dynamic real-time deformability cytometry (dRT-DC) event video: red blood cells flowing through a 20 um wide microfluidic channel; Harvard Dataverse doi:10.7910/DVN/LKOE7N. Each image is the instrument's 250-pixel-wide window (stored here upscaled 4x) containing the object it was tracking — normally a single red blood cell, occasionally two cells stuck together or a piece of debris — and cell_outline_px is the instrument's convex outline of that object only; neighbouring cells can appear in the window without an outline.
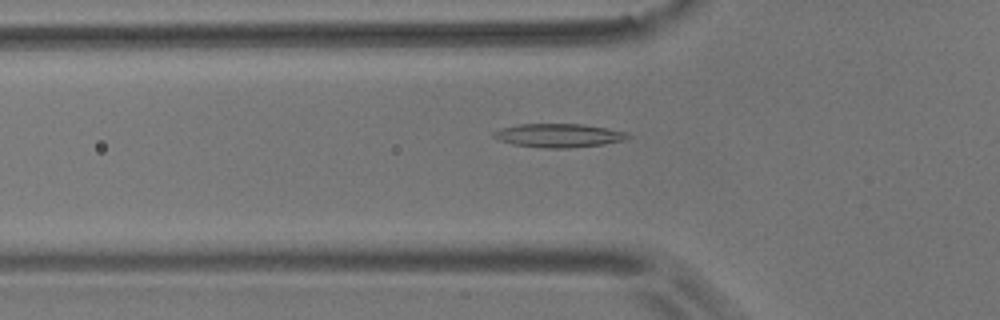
{"species": "common noctule bat (a hibernating species)", "species_latin": "Nyctalus noctula", "temperature_condition": "room temperature", "stored_images_in_passage": 42, "camera_frame_rate_fps": 3000, "um_per_image_px": 0.085, "animal": {"sex": "male", "body_mass_g": 17.9}, "frame": {"image": 1, "passage_image": 8, "time_ms": 2.333, "image_size_px": [1000, 320], "cell_outline_px": [[632, 136], [624, 140], [604, 144], [572, 148], [544, 148], [512, 144], [500, 140], [492, 136], [492, 132], [500, 128], [516, 124], [584, 124], [608, 128], [628, 132]], "centroid_in_image_um": [47.5, 11.51], "position_along_channel_um": 78.3, "area_um2": 18.73}}
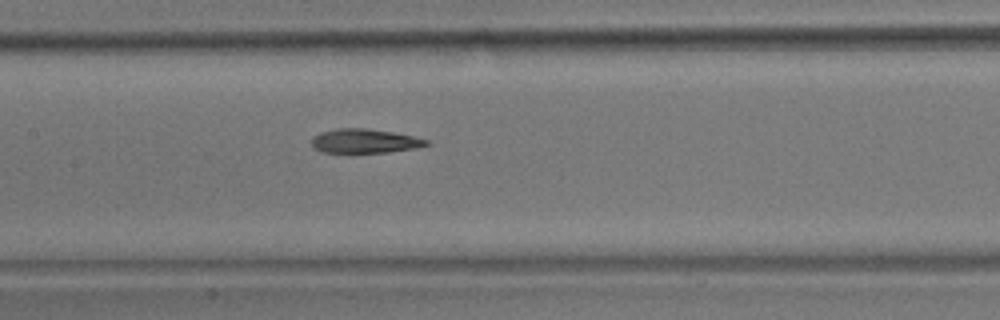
{"frame": {"image": 2, "passage_image": 16, "time_ms": 5.0, "image_size_px": [1000, 320], "cell_outline_px": [[432, 144], [416, 148], [388, 152], [320, 152], [312, 148], [312, 136], [320, 132], [336, 128], [368, 128], [392, 132], [412, 136], [428, 140]], "centroid_in_image_um": [30.97, 11.98], "position_along_channel_um": 176.4, "area_um2": 16.24}}
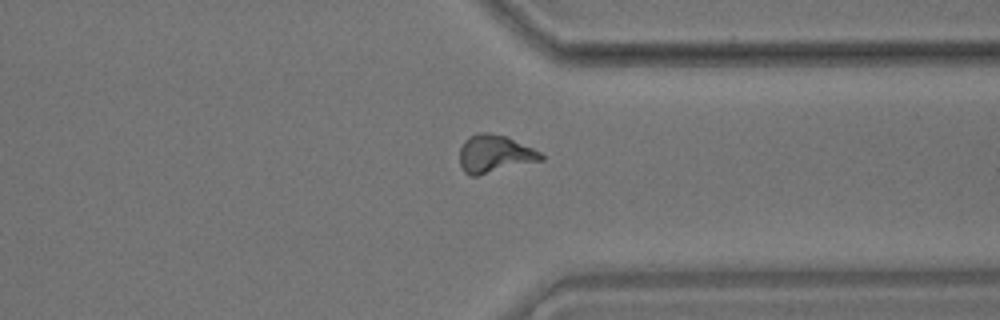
{"frame": {"image": 3, "passage_image": 32, "time_ms": 10.333, "image_size_px": [1000, 320], "cell_outline_px": [[544, 160], [476, 176], [472, 176], [464, 172], [460, 164], [460, 148], [464, 140], [468, 136], [480, 132], [488, 132], [508, 136], [540, 152], [544, 156]], "centroid_in_image_um": [42.04, 13.07], "position_along_channel_um": 369.4, "area_um2": 18.03}, "authors_computed_cell_mechanics": {"area_um2": 17.1666, "velocity_mm_per_s": 3.6477, "shape_relaxation_time_tau1_ms": null, "shape_relaxation_time_tau2_ms": 4.0546, "deformation_change_tau1": null, "deformation_change_tau2": 0.132}}